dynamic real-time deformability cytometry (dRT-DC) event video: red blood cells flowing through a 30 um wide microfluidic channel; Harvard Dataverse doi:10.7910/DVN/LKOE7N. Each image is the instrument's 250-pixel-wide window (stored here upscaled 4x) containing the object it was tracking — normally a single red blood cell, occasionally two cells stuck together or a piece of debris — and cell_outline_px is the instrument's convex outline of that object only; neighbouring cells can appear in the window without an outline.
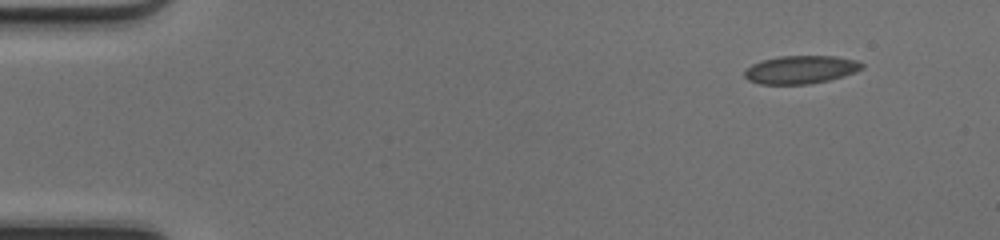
{"species": "common noctule bat (a hibernating species)", "species_latin": "Nyctalus noctula", "temperature_condition": "cold", "stored_images_in_passage": 46, "camera_frame_rate_fps": 3000, "um_per_image_px": 0.085, "animal": {"sex": "female", "body_mass_g": 17.0, "forearm_length_mm": 48.0}, "frame": {"image": 1, "passage_image": 1, "time_ms": 0.0, "image_size_px": [1000, 240], "cell_outline_px": [[864, 68], [856, 72], [844, 76], [828, 80], [808, 84], [760, 84], [748, 80], [744, 76], [744, 72], [752, 64], [764, 60], [780, 56], [836, 56], [856, 60], [864, 64]], "centroid_in_image_um": [68.09, 5.92], "position_along_channel_um": 16.9, "area_um2": 19.19}}
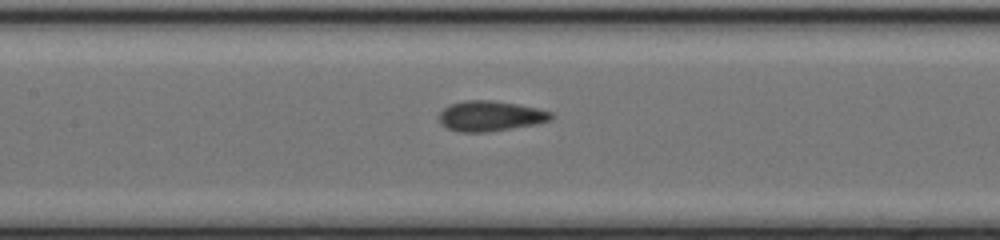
{"frame": {"image": 2, "passage_image": 20, "time_ms": 6.333, "image_size_px": [1000, 240], "cell_outline_px": [[556, 116], [552, 120], [536, 124], [488, 132], [460, 132], [448, 128], [440, 120], [440, 112], [448, 104], [464, 100], [492, 100], [516, 104], [536, 108], [552, 112]], "centroid_in_image_um": [41.71, 9.85], "position_along_channel_um": 165.7, "area_um2": 19.77}}
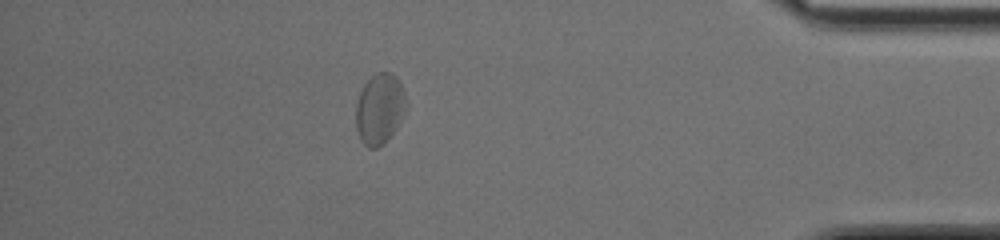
{"frame": {"image": 3, "passage_image": 40, "time_ms": 13.0, "image_size_px": [1000, 240], "cell_outline_px": [[408, 104], [396, 128], [376, 148], [368, 148], [360, 140], [356, 128], [356, 104], [360, 92], [364, 84], [376, 72], [392, 72], [396, 76], [404, 92]], "centroid_in_image_um": [32.26, 9.22], "position_along_channel_um": 402.9, "area_um2": 20.46}, "authors_computed_cell_mechanics": {"area_um2": 19.5364, "velocity_mm_per_s": 4.1778, "shape_relaxation_time_tau1_ms": 2.9228, "shape_relaxation_time_tau2_ms": 1.4736, "deformation_change_tau1": 0.0641, "deformation_change_tau2": 0.0663}}